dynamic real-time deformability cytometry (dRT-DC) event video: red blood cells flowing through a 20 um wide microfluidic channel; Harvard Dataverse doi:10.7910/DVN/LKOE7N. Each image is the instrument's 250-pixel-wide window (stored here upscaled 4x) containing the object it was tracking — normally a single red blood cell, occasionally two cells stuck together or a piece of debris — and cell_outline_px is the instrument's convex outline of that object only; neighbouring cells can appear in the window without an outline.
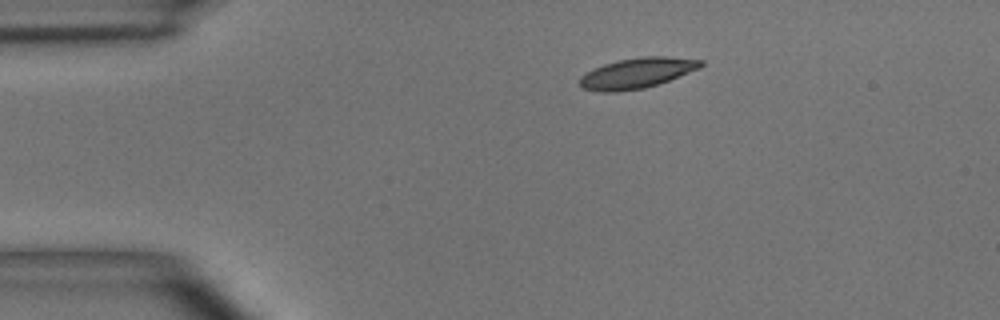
{"species": "common noctule bat (a hibernating species)", "species_latin": "Nyctalus noctula", "temperature_condition": "room temperature", "stored_images_in_passage": 2, "camera_frame_rate_fps": 3000, "um_per_image_px": 0.085, "animal": {"sex": "male", "body_mass_g": 15.6}, "frame": {"image": 1, "passage_image": 1, "time_ms": 0.0, "image_size_px": [1000, 320], "cell_outline_px": [[704, 64], [700, 68], [668, 80], [644, 88], [616, 92], [600, 92], [584, 88], [576, 80], [580, 76], [592, 68], [616, 60], [644, 56], [668, 56], [704, 60]], "centroid_in_image_um": [54.11, 6.2], "position_along_channel_um": 30.9, "area_um2": 21.56}}